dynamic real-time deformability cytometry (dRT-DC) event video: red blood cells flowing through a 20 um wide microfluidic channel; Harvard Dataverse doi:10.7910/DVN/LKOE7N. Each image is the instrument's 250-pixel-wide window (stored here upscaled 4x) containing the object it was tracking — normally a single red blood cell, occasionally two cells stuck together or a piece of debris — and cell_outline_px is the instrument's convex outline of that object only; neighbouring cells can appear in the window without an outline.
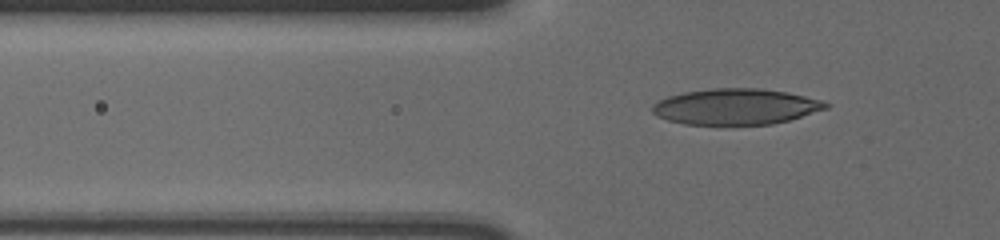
{"species": "human", "species_latin": "Homo sapiens", "temperature_condition": "cold", "stored_images_in_passage": 44, "camera_frame_rate_fps": 3000, "um_per_image_px": 0.085, "donor": {"sex": "male"}, "frame": {"image": 1, "passage_image": 7, "time_ms": 2.0, "image_size_px": [1000, 240], "cell_outline_px": [[828, 108], [788, 120], [772, 124], [684, 124], [668, 120], [656, 116], [652, 112], [652, 104], [668, 96], [684, 92], [712, 88], [760, 88], [784, 92], [824, 100], [828, 104]], "centroid_in_image_um": [62.51, 9.06], "position_along_channel_um": 63.3, "area_um2": 36.07}}
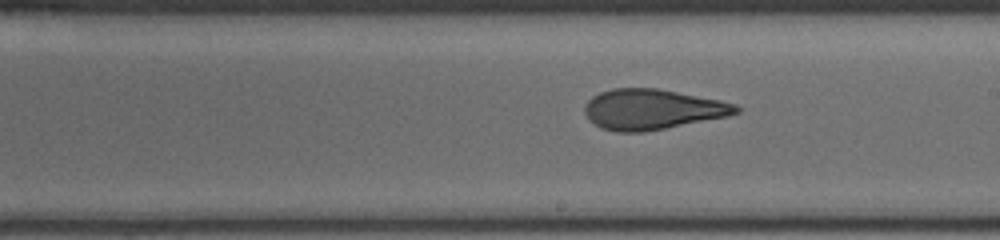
{"frame": {"image": 2, "passage_image": 22, "time_ms": 7.0, "image_size_px": [1000, 240], "cell_outline_px": [[740, 112], [728, 116], [644, 132], [616, 132], [600, 128], [588, 120], [584, 112], [584, 104], [592, 96], [600, 92], [612, 88], [656, 88], [720, 100], [736, 104], [740, 108]], "centroid_in_image_um": [55.4, 9.3], "position_along_channel_um": 233.6, "area_um2": 35.66}}
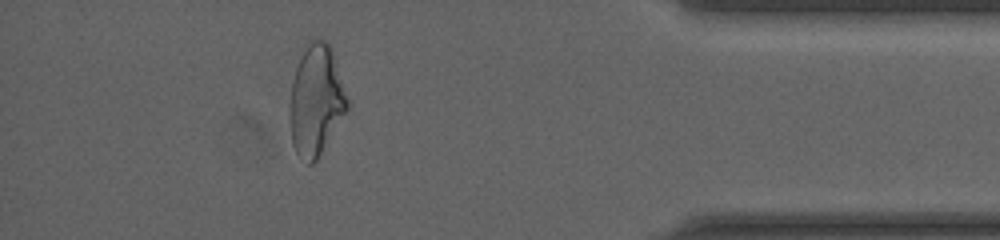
{"frame": {"image": 3, "passage_image": 39, "time_ms": 12.667, "image_size_px": [1000, 240], "cell_outline_px": [[348, 108], [316, 160], [312, 164], [308, 164], [296, 152], [292, 144], [288, 120], [288, 104], [292, 80], [300, 56], [308, 44], [312, 40], [324, 40], [332, 48], [348, 100]], "centroid_in_image_um": [26.82, 8.54], "position_along_channel_um": 408.4, "area_um2": 36.93}, "authors_computed_cell_mechanics": {"area_um2": 35.9805, "velocity_mm_per_s": 3.6288, "shape_relaxation_time_tau1_ms": 6.1869, "shape_relaxation_time_tau2_ms": 1.5444, "deformation_change_tau1": 0.1851, "deformation_change_tau2": 0.0978}}